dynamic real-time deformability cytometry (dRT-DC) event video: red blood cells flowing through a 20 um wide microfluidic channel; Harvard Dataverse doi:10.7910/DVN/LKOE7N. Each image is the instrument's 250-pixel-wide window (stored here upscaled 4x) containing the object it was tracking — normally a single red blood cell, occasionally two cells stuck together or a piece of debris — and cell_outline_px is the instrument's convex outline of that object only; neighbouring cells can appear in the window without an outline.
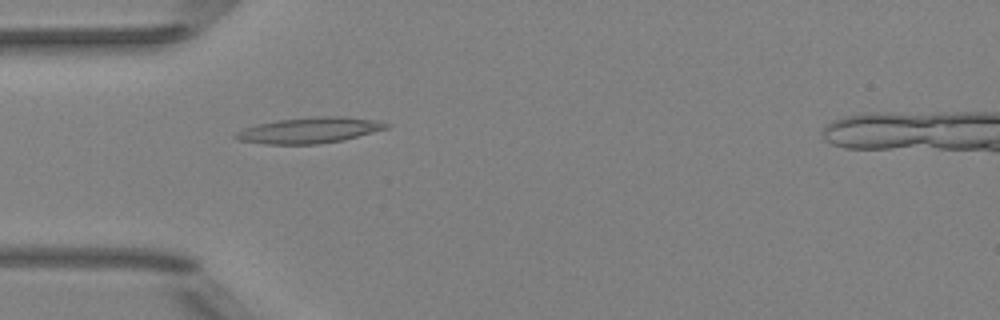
{"species": "Egyptian fruit bat (a non-hibernating species)", "species_latin": "Rousettus aegyptiacus", "temperature_condition": "room temperature", "stored_images_in_passage": 4, "camera_frame_rate_fps": 3000, "um_per_image_px": 0.085, "animal": {"sex": "female"}, "frame": {"image": 1, "passage_image": 4, "time_ms": 3.333, "image_size_px": [1000, 320], "cell_outline_px": [[388, 128], [344, 140], [316, 144], [264, 144], [236, 140], [232, 136], [236, 132], [244, 128], [260, 124], [280, 120], [320, 116], [344, 116], [376, 120], [388, 124]], "centroid_in_image_um": [26.29, 11.08], "position_along_channel_um": 58.7, "area_um2": 22.48}}